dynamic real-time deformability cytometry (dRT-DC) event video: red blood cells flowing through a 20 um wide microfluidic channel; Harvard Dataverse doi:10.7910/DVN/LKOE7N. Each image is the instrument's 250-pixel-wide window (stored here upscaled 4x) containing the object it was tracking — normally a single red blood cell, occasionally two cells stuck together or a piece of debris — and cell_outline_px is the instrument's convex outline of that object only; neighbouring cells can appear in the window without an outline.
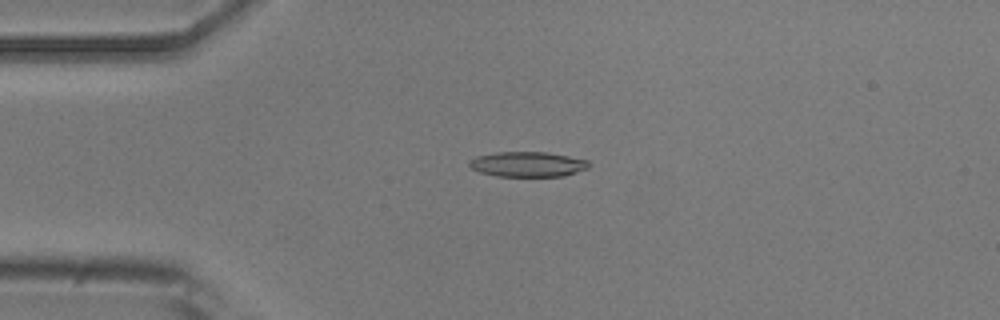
{"species": "common noctule bat (a hibernating species)", "species_latin": "Nyctalus noctula", "temperature_condition": "room temperature", "stored_images_in_passage": 2, "camera_frame_rate_fps": 3000, "um_per_image_px": 0.085, "animal": {"sex": "male", "body_mass_g": 20.5, "forearm_length_mm": 52.5}, "frame": {"image": 1, "passage_image": 1, "time_ms": 0.0, "image_size_px": [1000, 320], "cell_outline_px": [[588, 168], [564, 176], [496, 176], [480, 172], [472, 168], [468, 164], [468, 160], [476, 156], [496, 152], [548, 152], [588, 160]], "centroid_in_image_um": [44.82, 13.95], "position_along_channel_um": 40.2, "area_um2": 17.46}}